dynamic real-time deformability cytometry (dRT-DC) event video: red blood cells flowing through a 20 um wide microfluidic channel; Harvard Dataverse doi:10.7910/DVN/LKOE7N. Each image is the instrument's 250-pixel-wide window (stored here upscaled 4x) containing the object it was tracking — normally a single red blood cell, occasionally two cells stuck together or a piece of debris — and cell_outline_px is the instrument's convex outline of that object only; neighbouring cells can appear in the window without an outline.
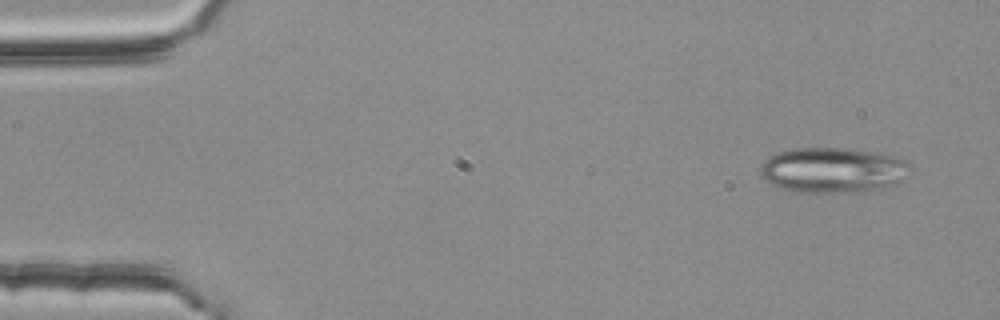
{"species": "common noctule bat (a hibernating species)", "species_latin": "Nyctalus noctula", "temperature_condition": "room temperature", "stored_images_in_passage": 4, "camera_frame_rate_fps": 3000, "um_per_image_px": 0.085, "animal": {"sex": "female", "body_mass_g": 25.1}, "frame": {"image": 1, "passage_image": 1, "time_ms": 0.0, "image_size_px": [1000, 320], "cell_outline_px": [[908, 164], [900, 180], [896, 184], [860, 192], [796, 192], [780, 188], [772, 184], [760, 176], [760, 168], [764, 160], [768, 156], [776, 152], [792, 148], [840, 148], [896, 156], [904, 160]], "centroid_in_image_um": [70.67, 14.46], "position_along_channel_um": 14.3, "area_um2": 39.02}}